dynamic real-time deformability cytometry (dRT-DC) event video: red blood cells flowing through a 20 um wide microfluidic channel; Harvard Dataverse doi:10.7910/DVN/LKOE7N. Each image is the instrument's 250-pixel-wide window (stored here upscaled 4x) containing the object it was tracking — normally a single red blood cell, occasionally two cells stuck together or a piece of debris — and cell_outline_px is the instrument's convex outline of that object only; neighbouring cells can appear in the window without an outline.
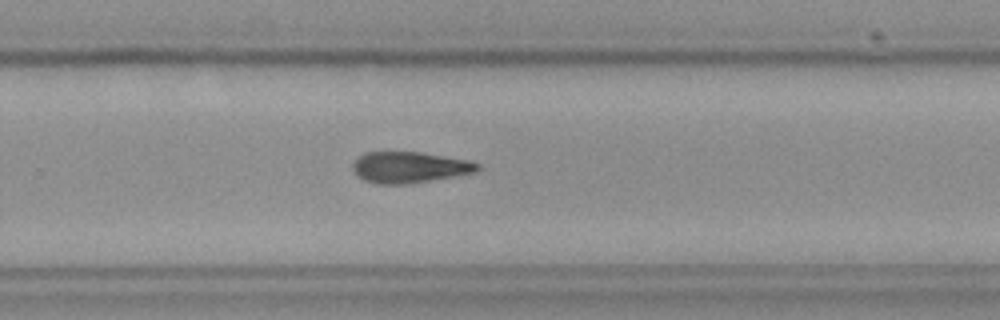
{"species": "Egyptian fruit bat (a non-hibernating species)", "species_latin": "Rousettus aegyptiacus", "temperature_condition": "cold", "stored_images_in_passage": 9, "camera_frame_rate_fps": 3000, "um_per_image_px": 0.085, "frame": {"image": 1, "passage_image": 9, "time_ms": 10.333, "image_size_px": [1000, 320], "cell_outline_px": [[480, 168], [476, 172], [456, 176], [408, 184], [376, 184], [364, 180], [352, 168], [352, 164], [364, 152], [420, 152], [468, 160], [480, 164]], "centroid_in_image_um": [34.83, 14.22], "position_along_channel_um": 295.0, "area_um2": 22.54}}